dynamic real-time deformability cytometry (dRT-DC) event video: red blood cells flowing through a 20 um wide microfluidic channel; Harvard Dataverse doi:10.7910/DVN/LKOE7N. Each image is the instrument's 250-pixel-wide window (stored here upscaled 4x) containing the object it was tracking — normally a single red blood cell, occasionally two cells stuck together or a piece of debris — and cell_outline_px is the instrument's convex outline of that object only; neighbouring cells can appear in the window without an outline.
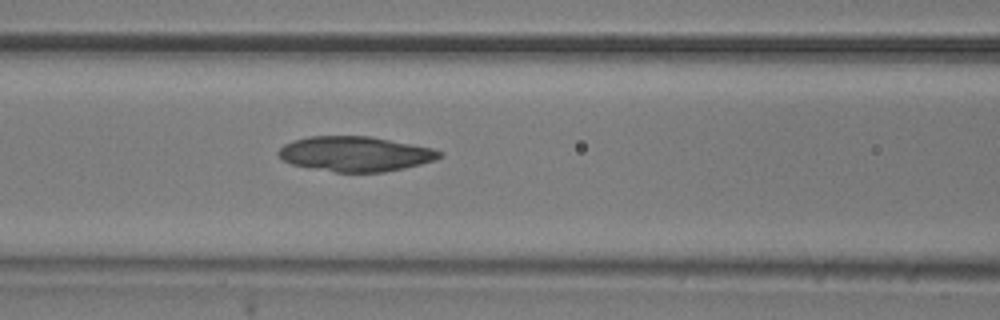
{"species": "common noctule bat (a hibernating species)", "species_latin": "Nyctalus noctula", "temperature_condition": "room temperature", "stored_images_in_passage": 37, "camera_frame_rate_fps": 3000, "um_per_image_px": 0.085, "animal": {"sex": "male", "body_mass_g": 20.5, "forearm_length_mm": 52.5}, "frame": {"image": 1, "passage_image": 6, "time_ms": 1.667, "image_size_px": [1000, 320], "cell_outline_px": [[444, 156], [436, 160], [404, 168], [384, 172], [336, 172], [308, 168], [292, 164], [284, 160], [276, 152], [284, 144], [292, 140], [308, 136], [372, 136], [432, 148], [444, 152]], "centroid_in_image_um": [30.21, 13.08], "position_along_channel_um": 136.4, "area_um2": 33.06}}
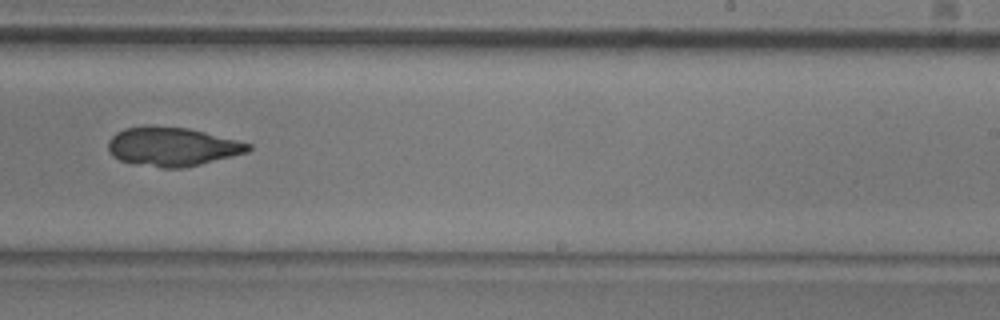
{"frame": {"image": 2, "passage_image": 17, "time_ms": 5.333, "image_size_px": [1000, 320], "cell_outline_px": [[252, 148], [248, 152], [184, 168], [160, 168], [120, 160], [112, 156], [108, 152], [108, 140], [116, 132], [124, 128], [188, 128], [252, 144]], "centroid_in_image_um": [14.65, 12.5], "position_along_channel_um": 274.4, "area_um2": 30.98}}
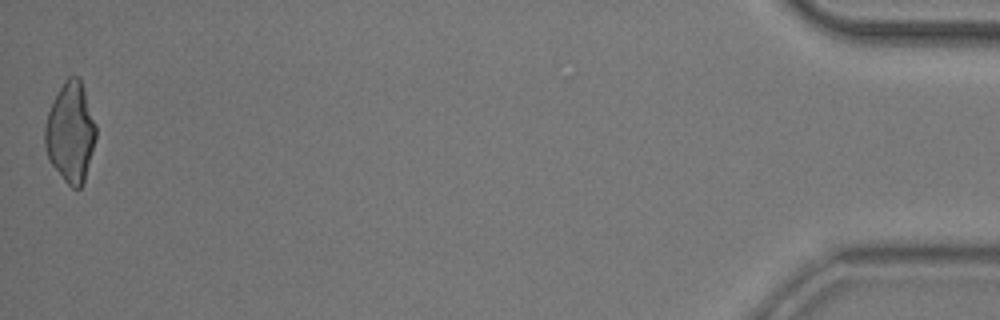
{"frame": {"image": 3, "passage_image": 37, "time_ms": 12.0, "image_size_px": [1000, 320], "cell_outline_px": [[96, 136], [84, 184], [80, 188], [72, 188], [64, 180], [48, 160], [44, 144], [44, 128], [48, 112], [64, 80], [68, 76], [76, 76], [80, 80], [96, 124]], "centroid_in_image_um": [5.98, 11.3], "position_along_channel_um": 429.2, "area_um2": 29.54}}